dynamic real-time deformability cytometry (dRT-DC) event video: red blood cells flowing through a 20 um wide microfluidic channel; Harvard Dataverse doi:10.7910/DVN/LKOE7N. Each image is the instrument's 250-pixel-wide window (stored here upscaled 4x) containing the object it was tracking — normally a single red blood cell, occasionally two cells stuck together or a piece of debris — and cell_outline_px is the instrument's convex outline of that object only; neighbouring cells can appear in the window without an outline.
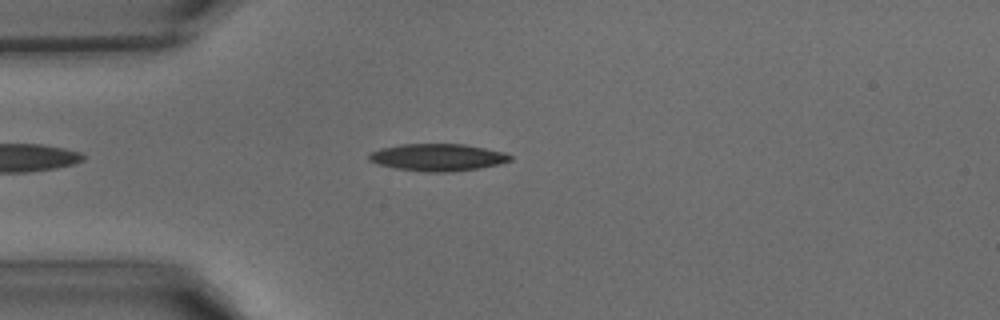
{"species": "common noctule bat (a hibernating species)", "species_latin": "Nyctalus noctula", "temperature_condition": "warm", "stored_images_in_passage": 30, "camera_frame_rate_fps": 3000, "um_per_image_px": 0.085, "animal": {"sex": "male", "body_mass_g": 15.6}, "frame": {"image": 1, "passage_image": 5, "time_ms": 1.333, "image_size_px": [1000, 320], "cell_outline_px": [[512, 160], [500, 164], [480, 168], [448, 172], [424, 172], [396, 168], [380, 164], [368, 160], [368, 156], [372, 152], [380, 148], [400, 144], [464, 144], [504, 152], [512, 156]], "centroid_in_image_um": [37.22, 13.37], "position_along_channel_um": 47.8, "area_um2": 22.31}}